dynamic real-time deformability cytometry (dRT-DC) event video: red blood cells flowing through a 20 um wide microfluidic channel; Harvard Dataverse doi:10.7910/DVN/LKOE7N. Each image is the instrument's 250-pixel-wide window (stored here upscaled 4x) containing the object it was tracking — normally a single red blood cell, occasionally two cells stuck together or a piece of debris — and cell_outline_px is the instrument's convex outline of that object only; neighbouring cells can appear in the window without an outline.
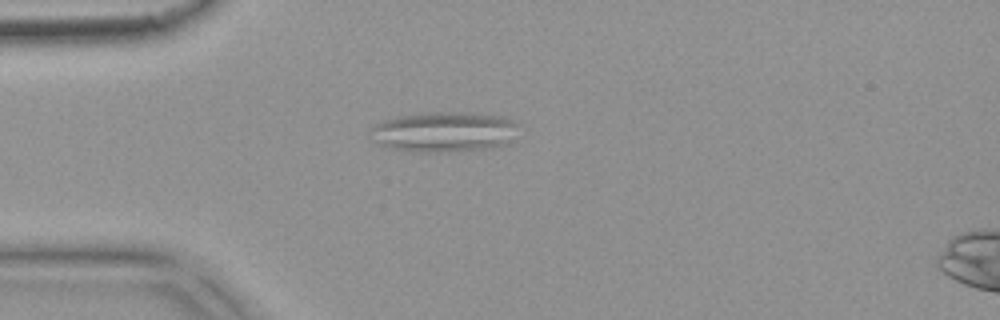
{"species": "common noctule bat (a hibernating species)", "species_latin": "Nyctalus noctula", "temperature_condition": "warm", "stored_images_in_passage": 47, "segment_of_instrument_passage": [1, 3], "camera_frame_rate_fps": 3000, "um_per_image_px": 0.085, "animal": {"sex": "female", "body_mass_g": 18.4}, "frame": {"image": 1, "passage_image": 7, "time_ms": 2.0, "image_size_px": [1000, 320], "cell_outline_px": [[516, 124], [504, 144], [492, 148], [440, 152], [420, 152], [392, 148], [380, 144], [372, 140], [372, 128], [376, 124], [388, 120], [404, 116], [436, 112], [464, 112], [500, 116], [512, 120]], "centroid_in_image_um": [37.7, 11.21], "position_along_channel_um": 47.3, "area_um2": 33.52}}